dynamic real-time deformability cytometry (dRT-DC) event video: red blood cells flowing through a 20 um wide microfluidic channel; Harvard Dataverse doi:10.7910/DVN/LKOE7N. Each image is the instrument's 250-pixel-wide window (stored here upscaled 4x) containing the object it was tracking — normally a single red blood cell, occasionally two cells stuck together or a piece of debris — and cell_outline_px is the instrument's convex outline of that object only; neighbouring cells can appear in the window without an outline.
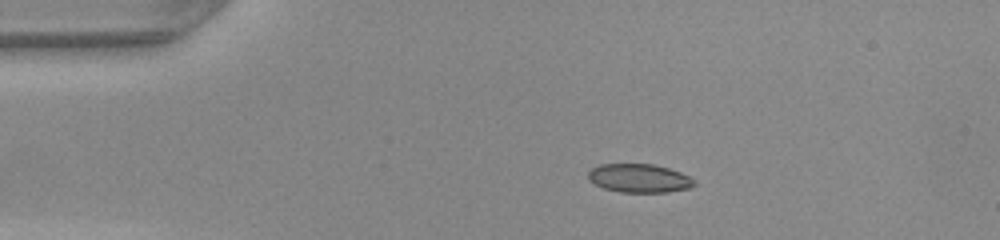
{"species": "common noctule bat (a hibernating species)", "species_latin": "Nyctalus noctula", "temperature_condition": "warm", "stored_images_in_passage": 40, "camera_frame_rate_fps": 3000, "um_per_image_px": 0.085, "animal": {"sex": "female", "body_mass_g": 22.0, "forearm_length_mm": 56.7}, "frame": {"image": 1, "passage_image": 1, "time_ms": 0.0, "image_size_px": [1000, 240], "cell_outline_px": [[696, 184], [692, 188], [668, 192], [620, 192], [604, 188], [588, 180], [588, 172], [592, 168], [600, 164], [656, 164], [680, 172], [696, 180]], "centroid_in_image_um": [54.36, 15.15], "position_along_channel_um": 30.6, "area_um2": 17.8}}
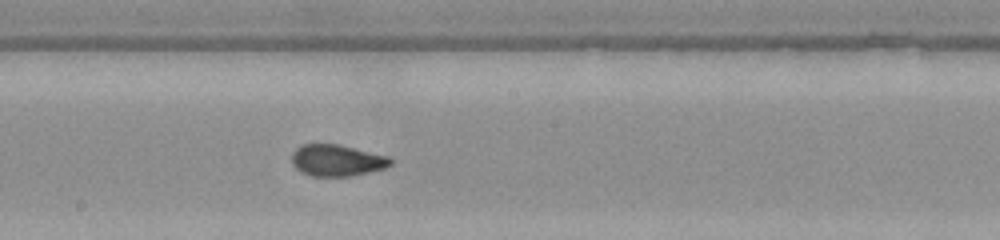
{"frame": {"image": 2, "passage_image": 18, "time_ms": 5.667, "image_size_px": [1000, 240], "cell_outline_px": [[392, 164], [384, 168], [352, 176], [312, 176], [300, 172], [292, 164], [292, 152], [300, 144], [340, 144], [388, 156], [392, 160]], "centroid_in_image_um": [28.61, 13.62], "position_along_channel_um": 219.6, "area_um2": 18.26}}
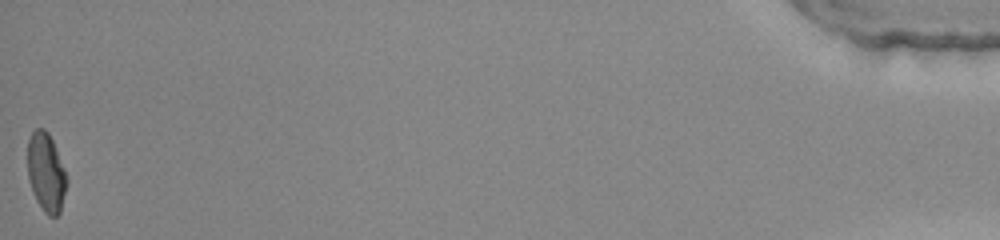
{"frame": {"image": 3, "passage_image": 40, "time_ms": 13.0, "image_size_px": [1000, 240], "cell_outline_px": [[68, 180], [60, 212], [56, 216], [48, 216], [44, 212], [36, 200], [32, 192], [28, 176], [28, 140], [32, 132], [36, 128], [44, 128], [48, 132], [52, 140], [64, 168]], "centroid_in_image_um": [3.92, 14.66], "position_along_channel_um": 431.3, "area_um2": 17.92}, "authors_computed_cell_mechanics": {"area_um2": 18.1492, "velocity_mm_per_s": 4.2596, "shape_relaxation_time_tau1_ms": 3.5126, "shape_relaxation_time_tau2_ms": 0.7273, "deformation_change_tau1": 0.1793, "deformation_change_tau2": 0.0662}}